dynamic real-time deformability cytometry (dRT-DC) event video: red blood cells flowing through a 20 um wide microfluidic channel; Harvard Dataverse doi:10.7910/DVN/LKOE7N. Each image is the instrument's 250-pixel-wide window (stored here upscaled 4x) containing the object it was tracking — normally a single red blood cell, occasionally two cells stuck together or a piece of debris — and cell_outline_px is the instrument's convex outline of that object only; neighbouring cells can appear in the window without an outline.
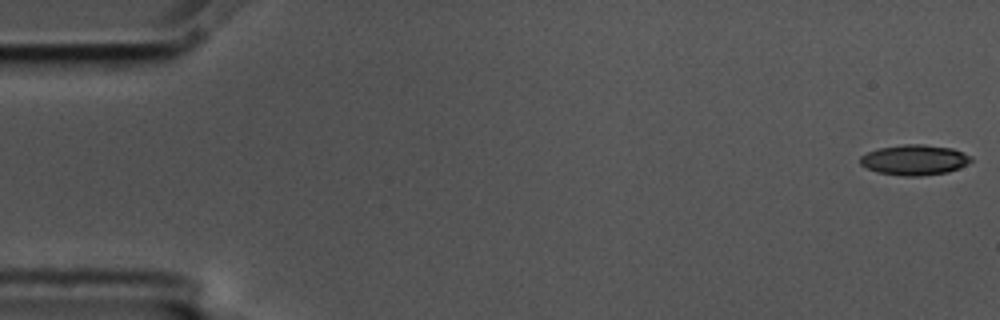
{"species": "common noctule bat (a hibernating species)", "species_latin": "Nyctalus noctula", "temperature_condition": "cold", "stored_images_in_passage": 56, "camera_frame_rate_fps": 3000, "um_per_image_px": 0.085, "animal": {"sex": "male", "body_mass_g": 17.5, "forearm_length_mm": 52.3}, "frame": {"image": 1, "passage_image": 1, "time_ms": 0.0, "image_size_px": [1000, 320], "cell_outline_px": [[972, 160], [960, 168], [948, 172], [920, 176], [904, 176], [876, 172], [860, 164], [860, 156], [868, 152], [880, 148], [904, 144], [920, 144], [952, 148], [972, 156]], "centroid_in_image_um": [77.74, 13.59], "position_along_channel_um": 7.3, "area_um2": 19.54}}
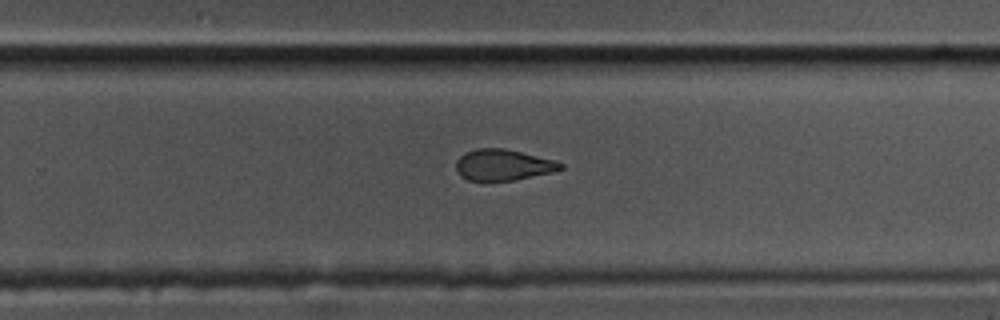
{"frame": {"image": 2, "passage_image": 36, "time_ms": 11.667, "image_size_px": [1000, 320], "cell_outline_px": [[564, 168], [552, 172], [516, 180], [484, 184], [468, 180], [460, 176], [456, 172], [456, 160], [464, 152], [476, 148], [504, 148], [556, 160], [564, 164]], "centroid_in_image_um": [42.72, 14.06], "position_along_channel_um": 287.1, "area_um2": 19.77}}
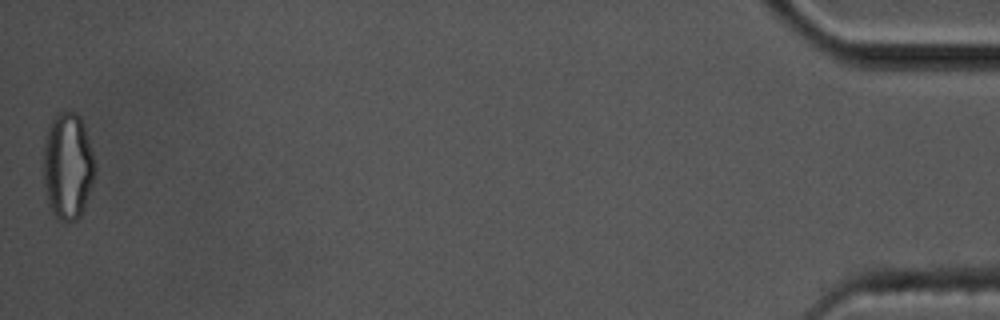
{"frame": {"image": 3, "passage_image": 56, "time_ms": 18.333, "image_size_px": [1000, 320], "cell_outline_px": [[96, 172], [84, 208], [80, 216], [76, 220], [60, 220], [52, 212], [48, 204], [44, 184], [44, 144], [48, 128], [56, 112], [76, 112], [80, 116], [84, 124], [92, 152], [96, 168]], "centroid_in_image_um": [5.77, 14.1], "position_along_channel_um": 429.4, "area_um2": 32.02}, "authors_computed_cell_mechanics": {"area_um2": 20.5768, "velocity_mm_per_s": 3.5826, "shape_relaxation_time_tau1_ms": null, "shape_relaxation_time_tau2_ms": 2.9892, "deformation_change_tau1": null, "deformation_change_tau2": 0.1037}}